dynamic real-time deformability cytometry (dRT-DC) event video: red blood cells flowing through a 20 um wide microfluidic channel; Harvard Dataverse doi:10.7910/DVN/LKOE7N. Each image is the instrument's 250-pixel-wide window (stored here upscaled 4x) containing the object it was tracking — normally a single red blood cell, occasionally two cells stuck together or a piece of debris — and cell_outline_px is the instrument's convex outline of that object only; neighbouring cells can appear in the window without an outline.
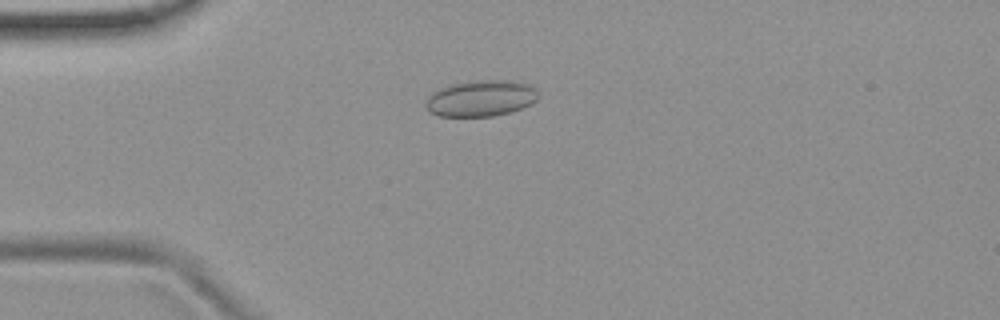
{"species": "common noctule bat (a hibernating species)", "species_latin": "Nyctalus noctula", "temperature_condition": "room temperature", "stored_images_in_passage": 44, "camera_frame_rate_fps": 3000, "um_per_image_px": 0.085, "animal": {"sex": "female", "body_mass_g": 19.9}, "frame": {"image": 1, "passage_image": 4, "time_ms": 1.0, "image_size_px": [1000, 320], "cell_outline_px": [[540, 96], [532, 104], [508, 112], [492, 116], [440, 116], [428, 112], [424, 104], [428, 96], [432, 92], [440, 88], [452, 84], [476, 80], [512, 80], [528, 84], [536, 88]], "centroid_in_image_um": [40.87, 8.35], "position_along_channel_um": 44.1, "area_um2": 23.87}}
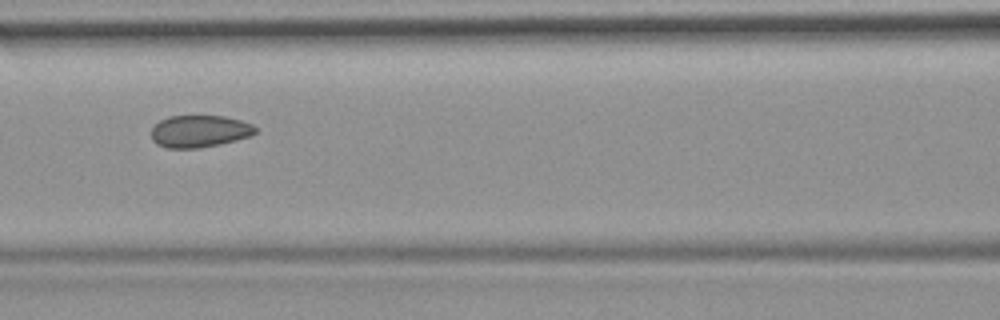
{"frame": {"image": 2, "passage_image": 14, "time_ms": 4.333, "image_size_px": [1000, 320], "cell_outline_px": [[256, 132], [252, 136], [220, 144], [200, 148], [168, 148], [156, 144], [152, 140], [152, 128], [160, 120], [168, 116], [224, 116], [240, 120], [252, 124], [256, 128]], "centroid_in_image_um": [16.96, 11.16], "position_along_channel_um": 149.6, "area_um2": 19.54}}
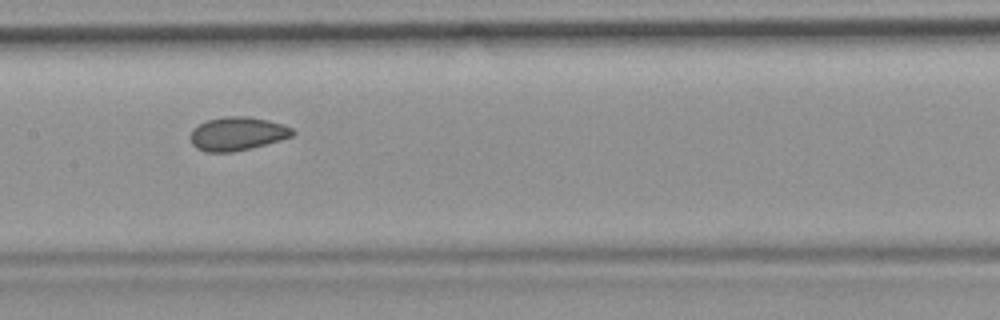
{"frame": {"image": 3, "passage_image": 17, "time_ms": 5.333, "image_size_px": [1000, 320], "cell_outline_px": [[296, 132], [292, 136], [280, 140], [232, 152], [208, 152], [196, 148], [192, 144], [188, 136], [192, 128], [208, 120], [224, 116], [248, 116], [268, 120], [292, 128]], "centroid_in_image_um": [20.12, 11.36], "position_along_channel_um": 187.3, "area_um2": 19.88}, "authors_computed_cell_mechanics": {"area_um2": 20.23, "velocity_mm_per_s": 3.7732, "shape_relaxation_time_tau1_ms": null, "shape_relaxation_time_tau2_ms": 1.4397, "deformation_change_tau1": null, "deformation_change_tau2": 0.055}}